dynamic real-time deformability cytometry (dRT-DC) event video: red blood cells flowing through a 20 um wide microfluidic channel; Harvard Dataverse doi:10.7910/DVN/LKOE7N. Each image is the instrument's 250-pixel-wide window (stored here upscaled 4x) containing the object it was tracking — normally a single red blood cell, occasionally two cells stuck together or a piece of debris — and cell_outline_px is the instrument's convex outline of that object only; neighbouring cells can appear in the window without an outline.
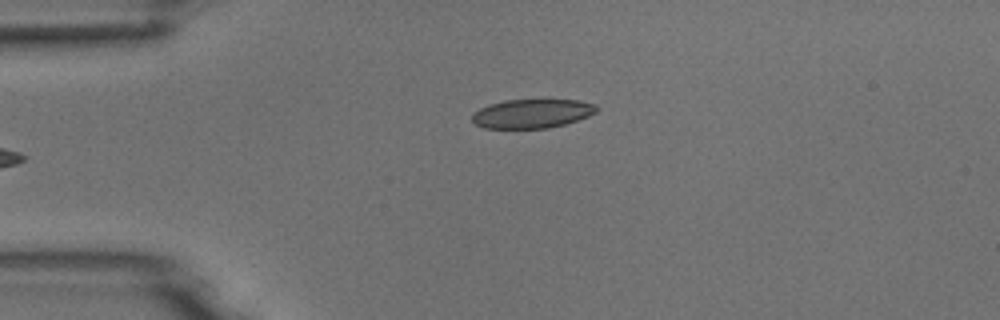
{"species": "common noctule bat (a hibernating species)", "species_latin": "Nyctalus noctula", "temperature_condition": "room temperature", "stored_images_in_passage": 5, "camera_frame_rate_fps": 3000, "um_per_image_px": 0.085, "animal": {"sex": "male", "body_mass_g": 18.8}, "frame": {"image": 1, "passage_image": 5, "time_ms": 4.667, "image_size_px": [1000, 320], "cell_outline_px": [[600, 108], [596, 112], [588, 116], [564, 124], [548, 128], [484, 128], [476, 124], [472, 120], [472, 112], [488, 104], [504, 100], [580, 100], [596, 104]], "centroid_in_image_um": [45.22, 9.64], "position_along_channel_um": 39.8, "area_um2": 21.1}}